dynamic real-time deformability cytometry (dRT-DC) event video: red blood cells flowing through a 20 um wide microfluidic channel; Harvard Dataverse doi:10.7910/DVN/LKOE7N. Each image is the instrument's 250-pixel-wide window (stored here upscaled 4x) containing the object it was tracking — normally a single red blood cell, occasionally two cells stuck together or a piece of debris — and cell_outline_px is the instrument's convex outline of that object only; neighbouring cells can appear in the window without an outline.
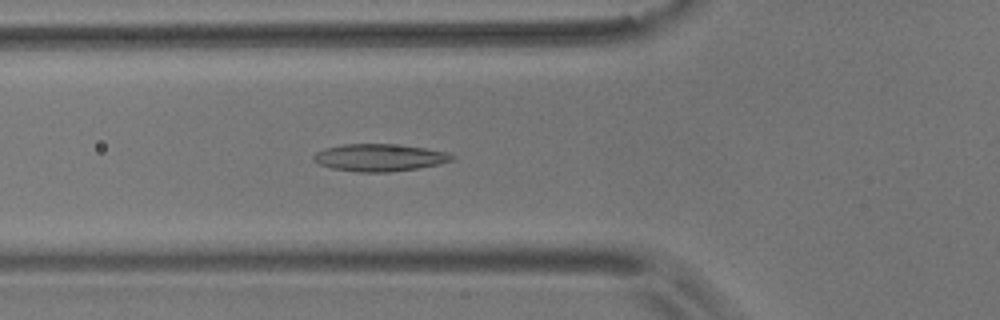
{"species": "common noctule bat (a hibernating species)", "species_latin": "Nyctalus noctula", "temperature_condition": "room temperature", "stored_images_in_passage": 43, "camera_frame_rate_fps": 3000, "um_per_image_px": 0.085, "animal": {"sex": "male", "body_mass_g": 17.9}, "frame": {"image": 1, "passage_image": 8, "time_ms": 2.333, "image_size_px": [1000, 320], "cell_outline_px": [[456, 160], [440, 164], [392, 172], [356, 172], [332, 168], [316, 164], [312, 160], [312, 156], [316, 152], [324, 148], [340, 144], [392, 144], [424, 148], [444, 152], [456, 156]], "centroid_in_image_um": [32.21, 13.4], "position_along_channel_um": 93.6, "area_um2": 22.2}}
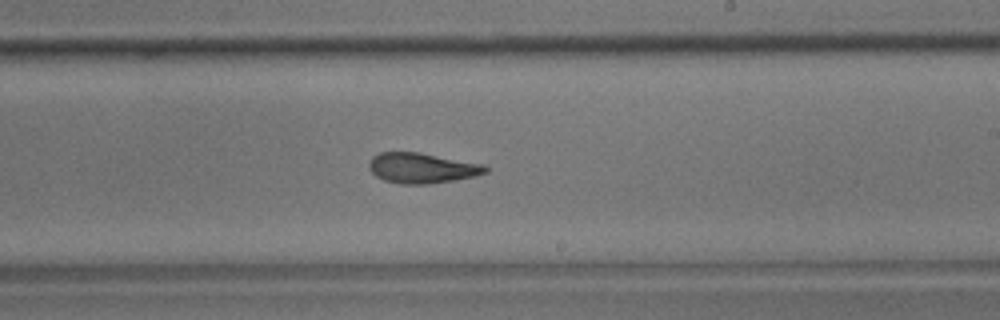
{"frame": {"image": 2, "passage_image": 21, "time_ms": 6.667, "image_size_px": [1000, 320], "cell_outline_px": [[488, 172], [476, 176], [428, 184], [400, 184], [384, 180], [376, 176], [368, 168], [368, 164], [372, 156], [380, 152], [420, 152], [484, 164], [488, 168]], "centroid_in_image_um": [35.86, 14.27], "position_along_channel_um": 253.1, "area_um2": 20.69}}
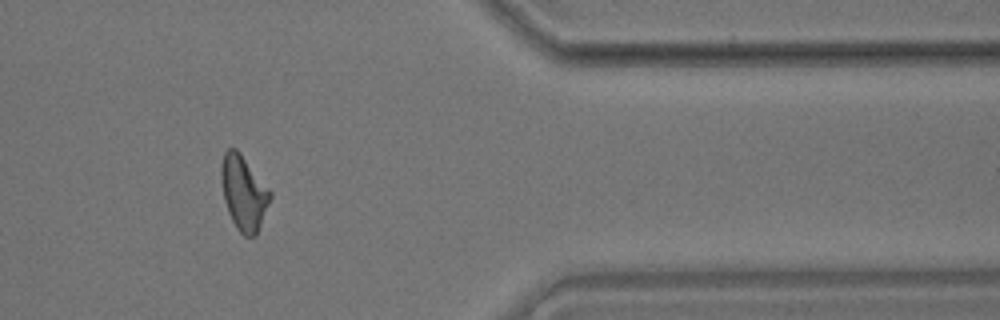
{"frame": {"image": 3, "passage_image": 34, "time_ms": 11.0, "image_size_px": [1000, 320], "cell_outline_px": [[272, 196], [256, 236], [244, 236], [236, 228], [228, 212], [224, 200], [220, 176], [220, 168], [224, 152], [228, 148], [236, 148], [240, 152], [272, 192]], "centroid_in_image_um": [20.7, 16.38], "position_along_channel_um": 390.7, "area_um2": 21.33}, "authors_computed_cell_mechanics": {"area_um2": 20.6346, "velocity_mm_per_s": 3.6712, "shape_relaxation_time_tau1_ms": 8.5899, "shape_relaxation_time_tau2_ms": 2.9382, "deformation_change_tau1": 0.1966, "deformation_change_tau2": 0.1049}}